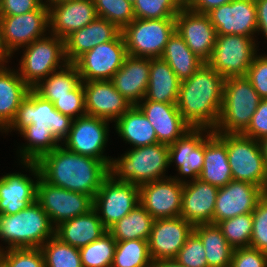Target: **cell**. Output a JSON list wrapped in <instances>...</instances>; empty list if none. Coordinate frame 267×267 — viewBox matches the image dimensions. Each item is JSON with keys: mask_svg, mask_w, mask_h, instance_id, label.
I'll use <instances>...</instances> for the list:
<instances>
[{"mask_svg": "<svg viewBox=\"0 0 267 267\" xmlns=\"http://www.w3.org/2000/svg\"><path fill=\"white\" fill-rule=\"evenodd\" d=\"M122 32L109 42L101 43L85 52L75 62L81 81L111 80L127 57Z\"/></svg>", "mask_w": 267, "mask_h": 267, "instance_id": "obj_14", "label": "cell"}, {"mask_svg": "<svg viewBox=\"0 0 267 267\" xmlns=\"http://www.w3.org/2000/svg\"><path fill=\"white\" fill-rule=\"evenodd\" d=\"M193 230L194 226L180 216L155 219L148 239L153 262L174 259Z\"/></svg>", "mask_w": 267, "mask_h": 267, "instance_id": "obj_21", "label": "cell"}, {"mask_svg": "<svg viewBox=\"0 0 267 267\" xmlns=\"http://www.w3.org/2000/svg\"><path fill=\"white\" fill-rule=\"evenodd\" d=\"M26 141V145L17 150L19 162H36L44 154L51 152L61 143L54 137L51 129L45 123L42 125L31 124L20 133Z\"/></svg>", "mask_w": 267, "mask_h": 267, "instance_id": "obj_36", "label": "cell"}, {"mask_svg": "<svg viewBox=\"0 0 267 267\" xmlns=\"http://www.w3.org/2000/svg\"><path fill=\"white\" fill-rule=\"evenodd\" d=\"M114 123L116 133L132 146L130 148L159 143L152 124L136 105H132Z\"/></svg>", "mask_w": 267, "mask_h": 267, "instance_id": "obj_33", "label": "cell"}, {"mask_svg": "<svg viewBox=\"0 0 267 267\" xmlns=\"http://www.w3.org/2000/svg\"><path fill=\"white\" fill-rule=\"evenodd\" d=\"M252 216L250 247L267 253V193L257 202Z\"/></svg>", "mask_w": 267, "mask_h": 267, "instance_id": "obj_46", "label": "cell"}, {"mask_svg": "<svg viewBox=\"0 0 267 267\" xmlns=\"http://www.w3.org/2000/svg\"><path fill=\"white\" fill-rule=\"evenodd\" d=\"M225 78L207 62L181 81L177 108L191 128L216 127L223 102Z\"/></svg>", "mask_w": 267, "mask_h": 267, "instance_id": "obj_2", "label": "cell"}, {"mask_svg": "<svg viewBox=\"0 0 267 267\" xmlns=\"http://www.w3.org/2000/svg\"><path fill=\"white\" fill-rule=\"evenodd\" d=\"M82 82L87 115L115 122L132 106L110 80Z\"/></svg>", "mask_w": 267, "mask_h": 267, "instance_id": "obj_23", "label": "cell"}, {"mask_svg": "<svg viewBox=\"0 0 267 267\" xmlns=\"http://www.w3.org/2000/svg\"><path fill=\"white\" fill-rule=\"evenodd\" d=\"M148 240L117 242L111 267H152Z\"/></svg>", "mask_w": 267, "mask_h": 267, "instance_id": "obj_39", "label": "cell"}, {"mask_svg": "<svg viewBox=\"0 0 267 267\" xmlns=\"http://www.w3.org/2000/svg\"><path fill=\"white\" fill-rule=\"evenodd\" d=\"M48 9L49 33L63 40L98 17L93 0H66Z\"/></svg>", "mask_w": 267, "mask_h": 267, "instance_id": "obj_24", "label": "cell"}, {"mask_svg": "<svg viewBox=\"0 0 267 267\" xmlns=\"http://www.w3.org/2000/svg\"><path fill=\"white\" fill-rule=\"evenodd\" d=\"M129 2H131L132 4L136 1V0H127Z\"/></svg>", "mask_w": 267, "mask_h": 267, "instance_id": "obj_60", "label": "cell"}, {"mask_svg": "<svg viewBox=\"0 0 267 267\" xmlns=\"http://www.w3.org/2000/svg\"><path fill=\"white\" fill-rule=\"evenodd\" d=\"M219 187L197 178L184 183L181 214L193 226L213 223L214 207Z\"/></svg>", "mask_w": 267, "mask_h": 267, "instance_id": "obj_26", "label": "cell"}, {"mask_svg": "<svg viewBox=\"0 0 267 267\" xmlns=\"http://www.w3.org/2000/svg\"><path fill=\"white\" fill-rule=\"evenodd\" d=\"M152 267H185V266H182L175 259H162L154 261Z\"/></svg>", "mask_w": 267, "mask_h": 267, "instance_id": "obj_56", "label": "cell"}, {"mask_svg": "<svg viewBox=\"0 0 267 267\" xmlns=\"http://www.w3.org/2000/svg\"><path fill=\"white\" fill-rule=\"evenodd\" d=\"M106 232L107 229L94 208L55 227V236L76 248L88 245Z\"/></svg>", "mask_w": 267, "mask_h": 267, "instance_id": "obj_29", "label": "cell"}, {"mask_svg": "<svg viewBox=\"0 0 267 267\" xmlns=\"http://www.w3.org/2000/svg\"><path fill=\"white\" fill-rule=\"evenodd\" d=\"M246 77L262 99L267 98V55L257 54L250 65Z\"/></svg>", "mask_w": 267, "mask_h": 267, "instance_id": "obj_49", "label": "cell"}, {"mask_svg": "<svg viewBox=\"0 0 267 267\" xmlns=\"http://www.w3.org/2000/svg\"><path fill=\"white\" fill-rule=\"evenodd\" d=\"M181 8L176 0H136L133 3L135 19L175 18Z\"/></svg>", "mask_w": 267, "mask_h": 267, "instance_id": "obj_44", "label": "cell"}, {"mask_svg": "<svg viewBox=\"0 0 267 267\" xmlns=\"http://www.w3.org/2000/svg\"><path fill=\"white\" fill-rule=\"evenodd\" d=\"M23 48L24 52L20 57L17 71L31 89L68 63L65 55V40L51 33Z\"/></svg>", "mask_w": 267, "mask_h": 267, "instance_id": "obj_6", "label": "cell"}, {"mask_svg": "<svg viewBox=\"0 0 267 267\" xmlns=\"http://www.w3.org/2000/svg\"><path fill=\"white\" fill-rule=\"evenodd\" d=\"M175 31L195 55L204 62L210 59L217 33L207 14L182 7L175 17Z\"/></svg>", "mask_w": 267, "mask_h": 267, "instance_id": "obj_20", "label": "cell"}, {"mask_svg": "<svg viewBox=\"0 0 267 267\" xmlns=\"http://www.w3.org/2000/svg\"><path fill=\"white\" fill-rule=\"evenodd\" d=\"M204 163L198 176L204 182L223 187L233 180L226 144L211 131L204 138Z\"/></svg>", "mask_w": 267, "mask_h": 267, "instance_id": "obj_30", "label": "cell"}, {"mask_svg": "<svg viewBox=\"0 0 267 267\" xmlns=\"http://www.w3.org/2000/svg\"><path fill=\"white\" fill-rule=\"evenodd\" d=\"M181 7H185L191 0H176Z\"/></svg>", "mask_w": 267, "mask_h": 267, "instance_id": "obj_59", "label": "cell"}, {"mask_svg": "<svg viewBox=\"0 0 267 267\" xmlns=\"http://www.w3.org/2000/svg\"><path fill=\"white\" fill-rule=\"evenodd\" d=\"M149 72L150 58L128 54L122 67L110 81L132 105H137L147 91Z\"/></svg>", "mask_w": 267, "mask_h": 267, "instance_id": "obj_27", "label": "cell"}, {"mask_svg": "<svg viewBox=\"0 0 267 267\" xmlns=\"http://www.w3.org/2000/svg\"><path fill=\"white\" fill-rule=\"evenodd\" d=\"M3 267H45L40 248H10L0 251Z\"/></svg>", "mask_w": 267, "mask_h": 267, "instance_id": "obj_45", "label": "cell"}, {"mask_svg": "<svg viewBox=\"0 0 267 267\" xmlns=\"http://www.w3.org/2000/svg\"><path fill=\"white\" fill-rule=\"evenodd\" d=\"M181 81L162 58H150L147 91L143 99L162 103H177Z\"/></svg>", "mask_w": 267, "mask_h": 267, "instance_id": "obj_32", "label": "cell"}, {"mask_svg": "<svg viewBox=\"0 0 267 267\" xmlns=\"http://www.w3.org/2000/svg\"><path fill=\"white\" fill-rule=\"evenodd\" d=\"M136 106L152 124L159 143L169 146L191 129L183 120L177 103L143 99Z\"/></svg>", "mask_w": 267, "mask_h": 267, "instance_id": "obj_25", "label": "cell"}, {"mask_svg": "<svg viewBox=\"0 0 267 267\" xmlns=\"http://www.w3.org/2000/svg\"><path fill=\"white\" fill-rule=\"evenodd\" d=\"M261 99L246 76L226 78L222 108L213 132L243 133L249 126Z\"/></svg>", "mask_w": 267, "mask_h": 267, "instance_id": "obj_5", "label": "cell"}, {"mask_svg": "<svg viewBox=\"0 0 267 267\" xmlns=\"http://www.w3.org/2000/svg\"><path fill=\"white\" fill-rule=\"evenodd\" d=\"M121 32L115 24L105 18L97 17L65 39V55L68 63H74L98 44L114 40Z\"/></svg>", "mask_w": 267, "mask_h": 267, "instance_id": "obj_28", "label": "cell"}, {"mask_svg": "<svg viewBox=\"0 0 267 267\" xmlns=\"http://www.w3.org/2000/svg\"><path fill=\"white\" fill-rule=\"evenodd\" d=\"M259 143H260L264 162H265L266 169H267V136L259 140Z\"/></svg>", "mask_w": 267, "mask_h": 267, "instance_id": "obj_57", "label": "cell"}, {"mask_svg": "<svg viewBox=\"0 0 267 267\" xmlns=\"http://www.w3.org/2000/svg\"><path fill=\"white\" fill-rule=\"evenodd\" d=\"M13 54L9 51L4 42L2 25L0 19V66H7L8 62H10V58H12Z\"/></svg>", "mask_w": 267, "mask_h": 267, "instance_id": "obj_55", "label": "cell"}, {"mask_svg": "<svg viewBox=\"0 0 267 267\" xmlns=\"http://www.w3.org/2000/svg\"><path fill=\"white\" fill-rule=\"evenodd\" d=\"M207 15L217 35L256 37L257 15L255 0H232L209 11Z\"/></svg>", "mask_w": 267, "mask_h": 267, "instance_id": "obj_19", "label": "cell"}, {"mask_svg": "<svg viewBox=\"0 0 267 267\" xmlns=\"http://www.w3.org/2000/svg\"><path fill=\"white\" fill-rule=\"evenodd\" d=\"M36 201L48 214L54 227L93 209L94 199L84 193L53 186L41 177L37 182Z\"/></svg>", "mask_w": 267, "mask_h": 267, "instance_id": "obj_13", "label": "cell"}, {"mask_svg": "<svg viewBox=\"0 0 267 267\" xmlns=\"http://www.w3.org/2000/svg\"><path fill=\"white\" fill-rule=\"evenodd\" d=\"M169 166V146L155 143L131 148L120 157L112 158L109 171L117 181L140 186L170 177L165 175Z\"/></svg>", "mask_w": 267, "mask_h": 267, "instance_id": "obj_3", "label": "cell"}, {"mask_svg": "<svg viewBox=\"0 0 267 267\" xmlns=\"http://www.w3.org/2000/svg\"><path fill=\"white\" fill-rule=\"evenodd\" d=\"M230 1L232 0H191L185 8L197 13L207 14L212 9Z\"/></svg>", "mask_w": 267, "mask_h": 267, "instance_id": "obj_53", "label": "cell"}, {"mask_svg": "<svg viewBox=\"0 0 267 267\" xmlns=\"http://www.w3.org/2000/svg\"><path fill=\"white\" fill-rule=\"evenodd\" d=\"M242 134L258 141L267 136V98L261 99L249 126Z\"/></svg>", "mask_w": 267, "mask_h": 267, "instance_id": "obj_51", "label": "cell"}, {"mask_svg": "<svg viewBox=\"0 0 267 267\" xmlns=\"http://www.w3.org/2000/svg\"><path fill=\"white\" fill-rule=\"evenodd\" d=\"M45 267H82L79 248L70 246L55 235L40 247Z\"/></svg>", "mask_w": 267, "mask_h": 267, "instance_id": "obj_40", "label": "cell"}, {"mask_svg": "<svg viewBox=\"0 0 267 267\" xmlns=\"http://www.w3.org/2000/svg\"><path fill=\"white\" fill-rule=\"evenodd\" d=\"M230 267H267V253L252 247L234 249Z\"/></svg>", "mask_w": 267, "mask_h": 267, "instance_id": "obj_50", "label": "cell"}, {"mask_svg": "<svg viewBox=\"0 0 267 267\" xmlns=\"http://www.w3.org/2000/svg\"><path fill=\"white\" fill-rule=\"evenodd\" d=\"M117 241L107 231L99 239L79 248L82 267H111Z\"/></svg>", "mask_w": 267, "mask_h": 267, "instance_id": "obj_41", "label": "cell"}, {"mask_svg": "<svg viewBox=\"0 0 267 267\" xmlns=\"http://www.w3.org/2000/svg\"><path fill=\"white\" fill-rule=\"evenodd\" d=\"M62 1H66V0H44L43 2L49 6V5H53V4H56L58 2H62Z\"/></svg>", "mask_w": 267, "mask_h": 267, "instance_id": "obj_58", "label": "cell"}, {"mask_svg": "<svg viewBox=\"0 0 267 267\" xmlns=\"http://www.w3.org/2000/svg\"><path fill=\"white\" fill-rule=\"evenodd\" d=\"M43 0H0V15H21L37 10Z\"/></svg>", "mask_w": 267, "mask_h": 267, "instance_id": "obj_52", "label": "cell"}, {"mask_svg": "<svg viewBox=\"0 0 267 267\" xmlns=\"http://www.w3.org/2000/svg\"><path fill=\"white\" fill-rule=\"evenodd\" d=\"M154 220L151 214L138 203L130 213L107 231L117 242L135 239L148 240Z\"/></svg>", "mask_w": 267, "mask_h": 267, "instance_id": "obj_37", "label": "cell"}, {"mask_svg": "<svg viewBox=\"0 0 267 267\" xmlns=\"http://www.w3.org/2000/svg\"><path fill=\"white\" fill-rule=\"evenodd\" d=\"M109 123L87 114L73 119L68 136L61 145L74 153L99 159L110 168L112 158L104 153L110 135Z\"/></svg>", "mask_w": 267, "mask_h": 267, "instance_id": "obj_11", "label": "cell"}, {"mask_svg": "<svg viewBox=\"0 0 267 267\" xmlns=\"http://www.w3.org/2000/svg\"><path fill=\"white\" fill-rule=\"evenodd\" d=\"M174 259L185 267H208L202 241L194 232Z\"/></svg>", "mask_w": 267, "mask_h": 267, "instance_id": "obj_47", "label": "cell"}, {"mask_svg": "<svg viewBox=\"0 0 267 267\" xmlns=\"http://www.w3.org/2000/svg\"><path fill=\"white\" fill-rule=\"evenodd\" d=\"M139 203V186L117 181L109 174L95 194L93 208L108 230Z\"/></svg>", "mask_w": 267, "mask_h": 267, "instance_id": "obj_12", "label": "cell"}, {"mask_svg": "<svg viewBox=\"0 0 267 267\" xmlns=\"http://www.w3.org/2000/svg\"><path fill=\"white\" fill-rule=\"evenodd\" d=\"M257 15V35L263 34L267 40V0H255Z\"/></svg>", "mask_w": 267, "mask_h": 267, "instance_id": "obj_54", "label": "cell"}, {"mask_svg": "<svg viewBox=\"0 0 267 267\" xmlns=\"http://www.w3.org/2000/svg\"><path fill=\"white\" fill-rule=\"evenodd\" d=\"M210 132L211 130L205 128H191L176 142L169 145L170 166L175 163L177 174L181 176L172 177L178 182L184 184L194 181L201 174L204 163V138Z\"/></svg>", "mask_w": 267, "mask_h": 267, "instance_id": "obj_17", "label": "cell"}, {"mask_svg": "<svg viewBox=\"0 0 267 267\" xmlns=\"http://www.w3.org/2000/svg\"><path fill=\"white\" fill-rule=\"evenodd\" d=\"M30 89L17 69L0 66V132L11 124Z\"/></svg>", "mask_w": 267, "mask_h": 267, "instance_id": "obj_31", "label": "cell"}, {"mask_svg": "<svg viewBox=\"0 0 267 267\" xmlns=\"http://www.w3.org/2000/svg\"><path fill=\"white\" fill-rule=\"evenodd\" d=\"M36 164L44 181L87 194L93 199L103 180L110 174L109 167L103 161L74 153L63 145L41 156Z\"/></svg>", "mask_w": 267, "mask_h": 267, "instance_id": "obj_1", "label": "cell"}, {"mask_svg": "<svg viewBox=\"0 0 267 267\" xmlns=\"http://www.w3.org/2000/svg\"><path fill=\"white\" fill-rule=\"evenodd\" d=\"M256 38L240 35H217L214 49L207 63L225 79L246 76L258 54Z\"/></svg>", "mask_w": 267, "mask_h": 267, "instance_id": "obj_9", "label": "cell"}, {"mask_svg": "<svg viewBox=\"0 0 267 267\" xmlns=\"http://www.w3.org/2000/svg\"><path fill=\"white\" fill-rule=\"evenodd\" d=\"M174 32L175 18L134 19L122 30L127 53L146 58H161Z\"/></svg>", "mask_w": 267, "mask_h": 267, "instance_id": "obj_8", "label": "cell"}, {"mask_svg": "<svg viewBox=\"0 0 267 267\" xmlns=\"http://www.w3.org/2000/svg\"><path fill=\"white\" fill-rule=\"evenodd\" d=\"M193 232L201 239L208 267H230L234 249L217 224H199Z\"/></svg>", "mask_w": 267, "mask_h": 267, "instance_id": "obj_34", "label": "cell"}, {"mask_svg": "<svg viewBox=\"0 0 267 267\" xmlns=\"http://www.w3.org/2000/svg\"><path fill=\"white\" fill-rule=\"evenodd\" d=\"M233 249L250 247L252 234V213L238 215L217 224Z\"/></svg>", "mask_w": 267, "mask_h": 267, "instance_id": "obj_42", "label": "cell"}, {"mask_svg": "<svg viewBox=\"0 0 267 267\" xmlns=\"http://www.w3.org/2000/svg\"><path fill=\"white\" fill-rule=\"evenodd\" d=\"M184 184L172 176L139 186V203L154 219L180 216Z\"/></svg>", "mask_w": 267, "mask_h": 267, "instance_id": "obj_18", "label": "cell"}, {"mask_svg": "<svg viewBox=\"0 0 267 267\" xmlns=\"http://www.w3.org/2000/svg\"><path fill=\"white\" fill-rule=\"evenodd\" d=\"M55 235L48 214L35 201L13 215L0 214V251L10 248H40ZM2 247V248H1Z\"/></svg>", "mask_w": 267, "mask_h": 267, "instance_id": "obj_4", "label": "cell"}, {"mask_svg": "<svg viewBox=\"0 0 267 267\" xmlns=\"http://www.w3.org/2000/svg\"><path fill=\"white\" fill-rule=\"evenodd\" d=\"M73 119L63 115L54 105L33 89H30L26 98L21 102L11 124L2 132L8 135L9 131H18V134L32 123L35 125L47 124L54 137L62 143L68 136Z\"/></svg>", "mask_w": 267, "mask_h": 267, "instance_id": "obj_10", "label": "cell"}, {"mask_svg": "<svg viewBox=\"0 0 267 267\" xmlns=\"http://www.w3.org/2000/svg\"><path fill=\"white\" fill-rule=\"evenodd\" d=\"M98 17L115 24L121 31L134 19L133 4L127 0H93Z\"/></svg>", "mask_w": 267, "mask_h": 267, "instance_id": "obj_43", "label": "cell"}, {"mask_svg": "<svg viewBox=\"0 0 267 267\" xmlns=\"http://www.w3.org/2000/svg\"><path fill=\"white\" fill-rule=\"evenodd\" d=\"M161 58L169 64L180 81L190 78L205 63L189 49L176 31L169 38Z\"/></svg>", "mask_w": 267, "mask_h": 267, "instance_id": "obj_35", "label": "cell"}, {"mask_svg": "<svg viewBox=\"0 0 267 267\" xmlns=\"http://www.w3.org/2000/svg\"><path fill=\"white\" fill-rule=\"evenodd\" d=\"M215 134L226 144L233 180L249 182L267 193V169L259 141L242 133Z\"/></svg>", "mask_w": 267, "mask_h": 267, "instance_id": "obj_7", "label": "cell"}, {"mask_svg": "<svg viewBox=\"0 0 267 267\" xmlns=\"http://www.w3.org/2000/svg\"><path fill=\"white\" fill-rule=\"evenodd\" d=\"M32 177L21 172L0 177V214L13 215L36 201L37 182L40 178L36 162H19Z\"/></svg>", "mask_w": 267, "mask_h": 267, "instance_id": "obj_16", "label": "cell"}, {"mask_svg": "<svg viewBox=\"0 0 267 267\" xmlns=\"http://www.w3.org/2000/svg\"><path fill=\"white\" fill-rule=\"evenodd\" d=\"M53 105L60 113L72 119L86 115L83 82L67 96L55 97Z\"/></svg>", "mask_w": 267, "mask_h": 267, "instance_id": "obj_48", "label": "cell"}, {"mask_svg": "<svg viewBox=\"0 0 267 267\" xmlns=\"http://www.w3.org/2000/svg\"><path fill=\"white\" fill-rule=\"evenodd\" d=\"M265 195L259 187L249 182L232 180L219 187L213 214V224L238 215L252 213L257 202Z\"/></svg>", "mask_w": 267, "mask_h": 267, "instance_id": "obj_22", "label": "cell"}, {"mask_svg": "<svg viewBox=\"0 0 267 267\" xmlns=\"http://www.w3.org/2000/svg\"><path fill=\"white\" fill-rule=\"evenodd\" d=\"M81 77L74 63H67L63 68L52 72L32 89L52 104L55 97L67 96L80 83Z\"/></svg>", "mask_w": 267, "mask_h": 267, "instance_id": "obj_38", "label": "cell"}, {"mask_svg": "<svg viewBox=\"0 0 267 267\" xmlns=\"http://www.w3.org/2000/svg\"><path fill=\"white\" fill-rule=\"evenodd\" d=\"M0 19L5 45L12 54L49 33V9L45 3L37 10L15 16L0 15Z\"/></svg>", "mask_w": 267, "mask_h": 267, "instance_id": "obj_15", "label": "cell"}]
</instances>
